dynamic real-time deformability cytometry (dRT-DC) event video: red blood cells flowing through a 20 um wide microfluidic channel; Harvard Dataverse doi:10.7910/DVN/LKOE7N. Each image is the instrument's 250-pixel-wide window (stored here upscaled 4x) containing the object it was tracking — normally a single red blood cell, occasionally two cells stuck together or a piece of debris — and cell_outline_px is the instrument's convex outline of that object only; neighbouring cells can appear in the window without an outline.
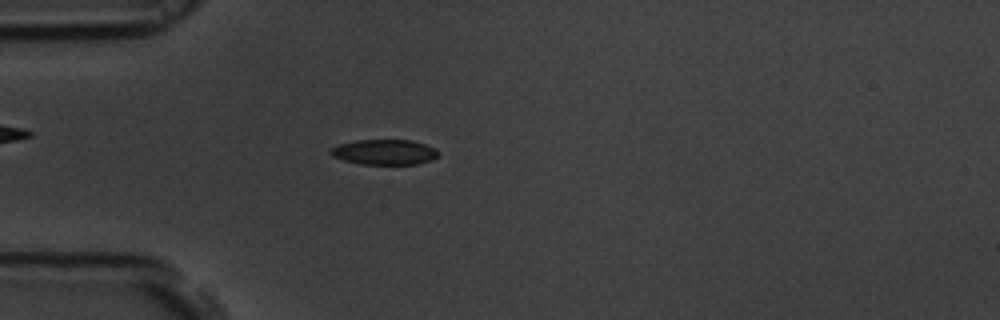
{"species": "common noctule bat (a hibernating species)", "species_latin": "Nyctalus noctula", "temperature_condition": "room temperature", "stored_images_in_passage": 54, "camera_frame_rate_fps": 3000, "um_per_image_px": 0.085, "animal": {"sex": "male", "body_mass_g": 19.5, "forearm_length_mm": 54.6}, "frame": {"image": 1, "passage_image": 15, "time_ms": 4.667, "image_size_px": [1000, 320], "cell_outline_px": [[436, 156], [432, 160], [416, 164], [360, 164], [344, 160], [332, 156], [328, 152], [332, 148], [340, 144], [356, 140], [412, 140], [436, 148]], "centroid_in_image_um": [32.65, 12.93], "position_along_channel_um": 52.3, "area_um2": 15.72}}
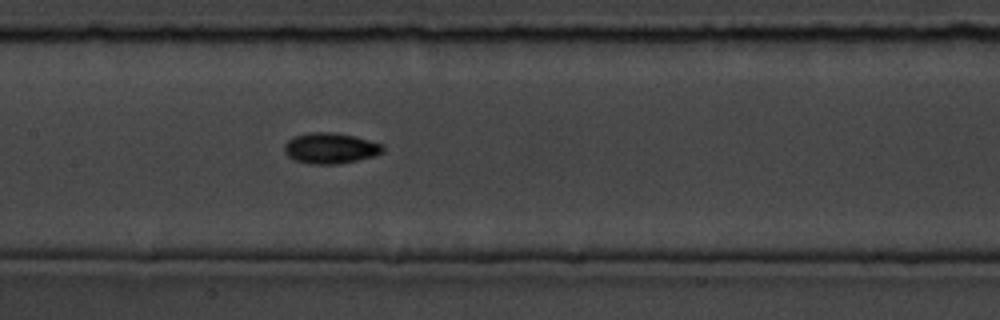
{"frame": {"image": 2, "passage_image": 26, "time_ms": 8.333, "image_size_px": [1000, 320], "cell_outline_px": [[384, 152], [372, 156], [340, 164], [308, 164], [296, 160], [288, 156], [284, 152], [284, 144], [292, 136], [308, 132], [332, 132], [352, 136], [384, 144]], "centroid_in_image_um": [28.05, 12.59], "position_along_channel_um": 179.3, "area_um2": 17.69}}
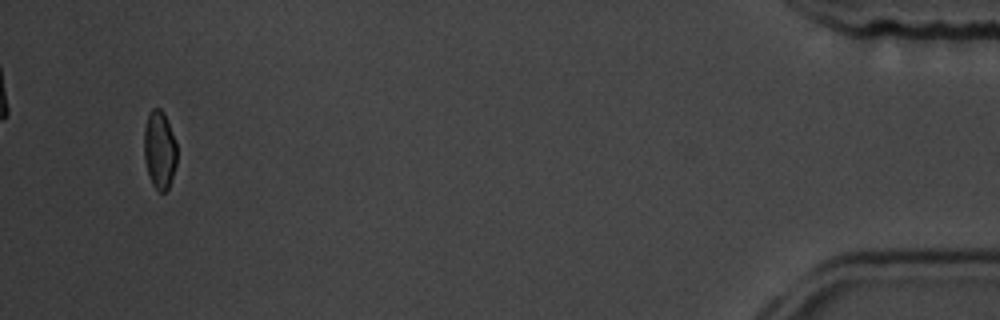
{"frame": {"image": 3, "passage_image": 52, "time_ms": 17.0, "image_size_px": [1000, 320], "cell_outline_px": [[176, 164], [168, 188], [164, 192], [160, 192], [152, 184], [144, 160], [144, 128], [148, 116], [152, 108], [160, 108], [164, 112], [176, 144]], "centroid_in_image_um": [13.54, 12.72], "position_along_channel_um": 421.7, "area_um2": 14.74}, "authors_computed_cell_mechanics": {"area_um2": 15.895, "velocity_mm_per_s": 3.7187, "shape_relaxation_time_tau1_ms": 2.883, "shape_relaxation_time_tau2_ms": 5.69, "deformation_change_tau1": 0.1272, "deformation_change_tau2": 0.0656}}